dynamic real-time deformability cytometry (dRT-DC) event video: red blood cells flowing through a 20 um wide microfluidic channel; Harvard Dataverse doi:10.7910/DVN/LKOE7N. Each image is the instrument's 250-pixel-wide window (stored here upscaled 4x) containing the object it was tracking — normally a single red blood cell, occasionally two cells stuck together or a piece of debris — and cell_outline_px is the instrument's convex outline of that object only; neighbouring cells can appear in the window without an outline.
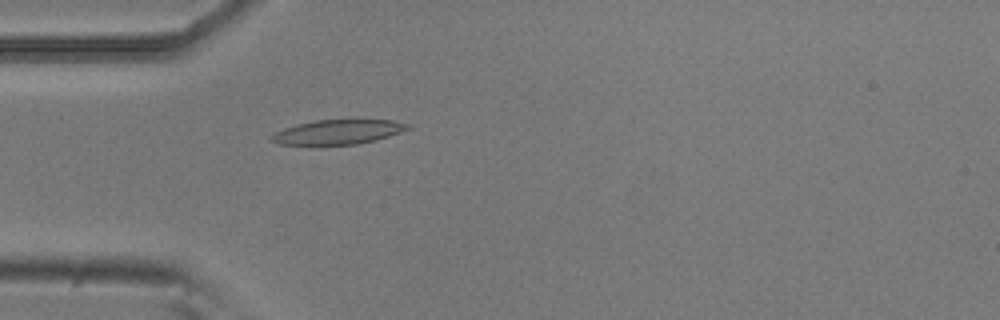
{"species": "common noctule bat (a hibernating species)", "species_latin": "Nyctalus noctula", "temperature_condition": "room temperature", "stored_images_in_passage": 53, "camera_frame_rate_fps": 3000, "um_per_image_px": 0.085, "animal": {"sex": "male", "body_mass_g": 20.5, "forearm_length_mm": 52.5}, "frame": {"image": 1, "passage_image": 15, "time_ms": 4.667, "image_size_px": [1000, 320], "cell_outline_px": [[412, 128], [376, 140], [356, 144], [280, 144], [272, 140], [272, 136], [276, 132], [284, 128], [296, 124], [316, 120], [392, 120], [408, 124]], "centroid_in_image_um": [28.77, 11.21], "position_along_channel_um": 56.2, "area_um2": 19.07}}
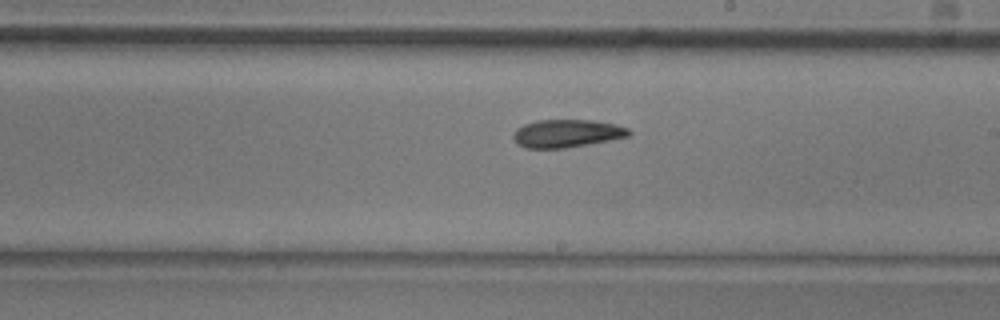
{"frame": {"image": 2, "passage_image": 30, "time_ms": 9.667, "image_size_px": [1000, 320], "cell_outline_px": [[632, 132], [628, 136], [608, 140], [564, 148], [524, 148], [516, 144], [512, 136], [512, 132], [516, 128], [524, 124], [540, 120], [592, 120], [612, 124], [628, 128]], "centroid_in_image_um": [48.1, 11.34], "position_along_channel_um": 240.9, "area_um2": 18.67}}
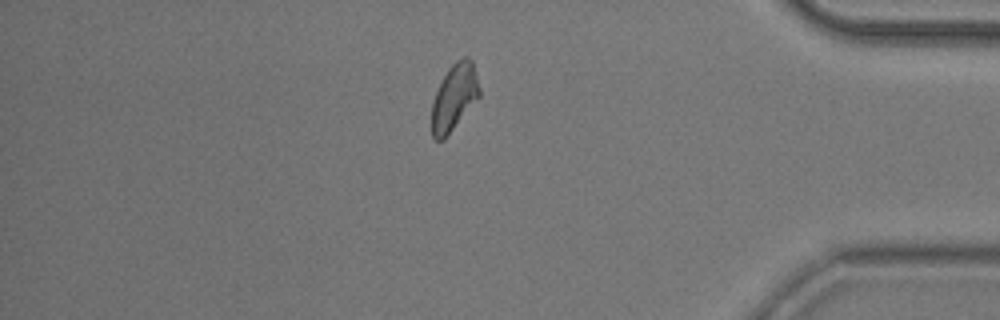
{"frame": {"image": 3, "passage_image": 45, "time_ms": 14.667, "image_size_px": [1000, 320], "cell_outline_px": [[480, 96], [444, 140], [436, 140], [432, 136], [432, 100], [448, 68], [456, 60], [464, 56], [468, 56], [472, 60], [480, 88]], "centroid_in_image_um": [38.61, 8.26], "position_along_channel_um": 396.6, "area_um2": 18.44}, "authors_computed_cell_mechanics": {"area_um2": 19.0162, "velocity_mm_per_s": 3.769, "shape_relaxation_time_tau1_ms": 8.1862, "shape_relaxation_time_tau2_ms": 10.8215, "deformation_change_tau1": 0.18, "deformation_change_tau2": 0.1953}}